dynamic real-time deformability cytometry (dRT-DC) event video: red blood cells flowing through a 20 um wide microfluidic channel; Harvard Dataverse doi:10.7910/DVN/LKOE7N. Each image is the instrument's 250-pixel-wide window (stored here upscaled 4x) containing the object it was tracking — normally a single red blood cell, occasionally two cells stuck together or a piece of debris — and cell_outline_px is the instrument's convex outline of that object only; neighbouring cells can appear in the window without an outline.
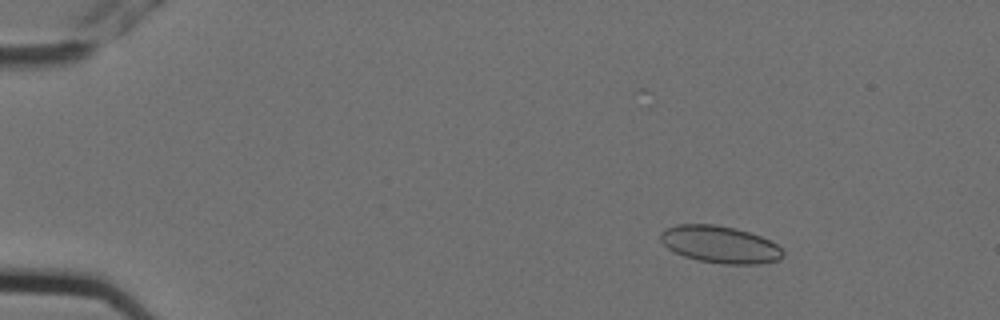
{"species": "Egyptian fruit bat (a non-hibernating species)", "species_latin": "Rousettus aegyptiacus", "temperature_condition": "cold", "stored_images_in_passage": 7, "camera_frame_rate_fps": 3000, "um_per_image_px": 0.085, "animal": {"sex": "female"}, "frame": {"image": 1, "passage_image": 3, "time_ms": 0.667, "image_size_px": [1000, 320], "cell_outline_px": [[784, 256], [776, 260], [760, 264], [724, 264], [700, 260], [684, 256], [668, 248], [660, 240], [660, 232], [676, 224], [716, 224], [736, 228], [760, 236], [776, 244], [784, 252]], "centroid_in_image_um": [61.19, 20.77], "position_along_channel_um": 23.8, "area_um2": 26.3}}
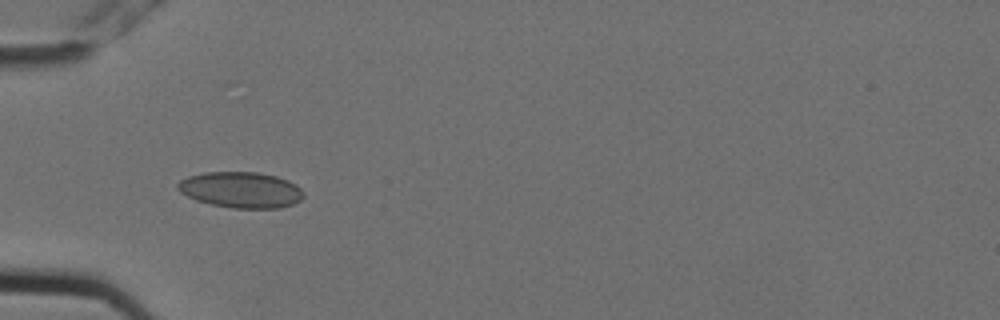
{"frame": {"image": 2, "passage_image": 6, "time_ms": 1.667, "image_size_px": [1000, 320], "cell_outline_px": [[304, 196], [300, 200], [292, 204], [280, 208], [232, 208], [212, 204], [196, 200], [180, 192], [176, 188], [176, 184], [180, 180], [188, 176], [204, 172], [256, 172], [276, 176], [288, 180], [296, 184], [304, 192]], "centroid_in_image_um": [20.47, 16.13], "position_along_channel_um": 64.5, "area_um2": 26.41}}
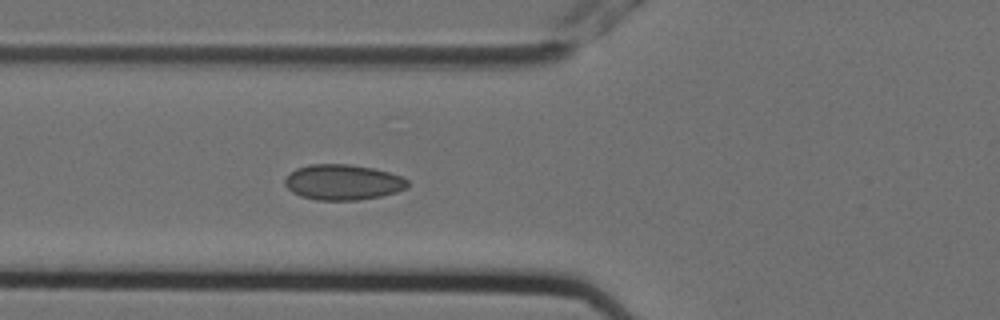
{"frame": {"image": 3, "passage_image": 7, "time_ms": 2.0, "image_size_px": [1000, 320], "cell_outline_px": [[408, 188], [396, 192], [380, 196], [360, 200], [316, 200], [300, 196], [292, 192], [284, 184], [284, 180], [296, 168], [308, 164], [348, 164], [372, 168], [388, 172], [400, 176], [408, 180]], "centroid_in_image_um": [29.14, 15.49], "position_along_channel_um": 96.7, "area_um2": 25.37}}